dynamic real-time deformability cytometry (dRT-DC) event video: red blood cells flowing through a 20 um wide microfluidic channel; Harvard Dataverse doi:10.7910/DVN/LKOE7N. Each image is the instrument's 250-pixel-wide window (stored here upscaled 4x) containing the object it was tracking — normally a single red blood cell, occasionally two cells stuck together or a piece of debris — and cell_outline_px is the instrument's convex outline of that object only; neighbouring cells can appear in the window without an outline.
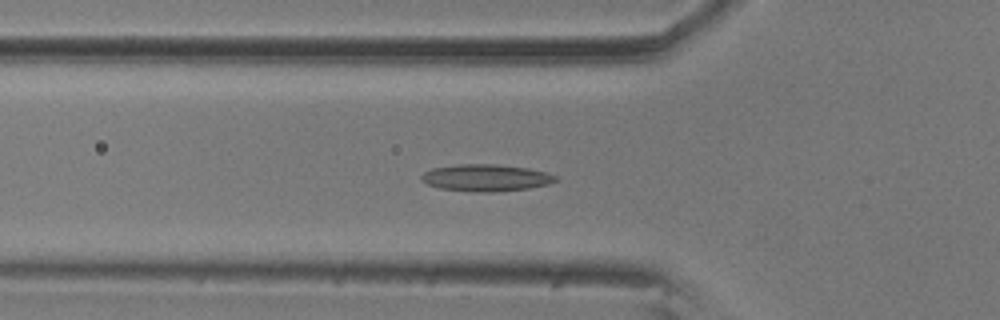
{"species": "common noctule bat (a hibernating species)", "species_latin": "Nyctalus noctula", "temperature_condition": "room temperature", "stored_images_in_passage": 57, "camera_frame_rate_fps": 3000, "um_per_image_px": 0.085, "animal": {"sex": "male", "body_mass_g": 20.5, "forearm_length_mm": 52.5}, "frame": {"image": 1, "passage_image": 19, "time_ms": 6.0, "image_size_px": [1000, 320], "cell_outline_px": [[560, 180], [548, 184], [528, 188], [492, 192], [476, 192], [440, 188], [428, 184], [420, 180], [420, 176], [424, 172], [432, 168], [460, 164], [496, 164], [528, 168], [544, 172], [556, 176]], "centroid_in_image_um": [41.29, 15.11], "position_along_channel_um": 84.5, "area_um2": 20.98}}
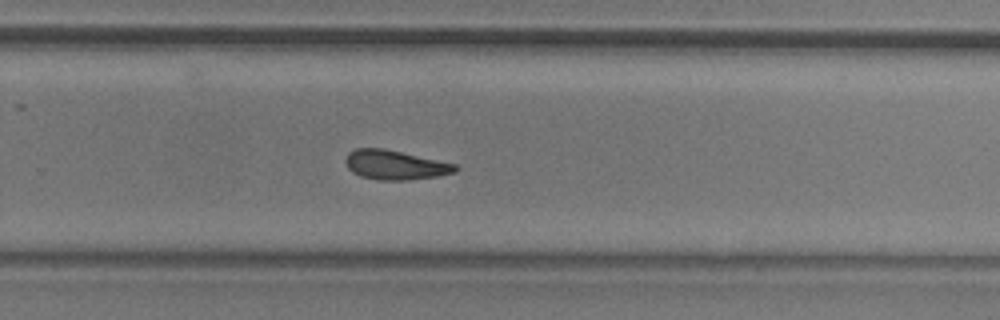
{"frame": {"image": 2, "passage_image": 37, "time_ms": 12.0, "image_size_px": [1000, 320], "cell_outline_px": [[460, 168], [456, 172], [436, 176], [408, 180], [380, 180], [360, 176], [352, 172], [348, 168], [344, 160], [348, 152], [356, 148], [384, 148], [456, 164]], "centroid_in_image_um": [33.57, 14.02], "position_along_channel_um": 296.2, "area_um2": 18.84}}
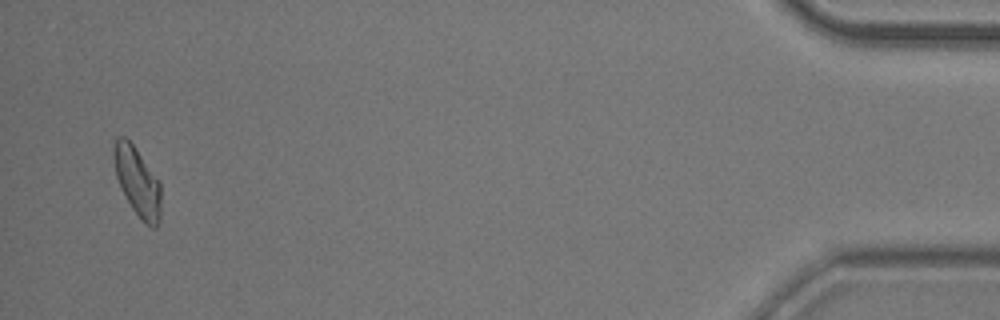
{"frame": {"image": 3, "passage_image": 55, "time_ms": 18.0, "image_size_px": [1000, 320], "cell_outline_px": [[160, 220], [156, 228], [152, 228], [132, 208], [116, 176], [112, 156], [112, 148], [116, 136], [124, 136], [132, 144], [160, 180]], "centroid_in_image_um": [11.67, 15.38], "position_along_channel_um": 423.5, "area_um2": 18.73}, "authors_computed_cell_mechanics": {"area_um2": 19.074, "velocity_mm_per_s": 3.5169, "shape_relaxation_time_tau1_ms": 7.7191, "shape_relaxation_time_tau2_ms": 6.2459, "deformation_change_tau1": 0.168, "deformation_change_tau2": 0.1555}}